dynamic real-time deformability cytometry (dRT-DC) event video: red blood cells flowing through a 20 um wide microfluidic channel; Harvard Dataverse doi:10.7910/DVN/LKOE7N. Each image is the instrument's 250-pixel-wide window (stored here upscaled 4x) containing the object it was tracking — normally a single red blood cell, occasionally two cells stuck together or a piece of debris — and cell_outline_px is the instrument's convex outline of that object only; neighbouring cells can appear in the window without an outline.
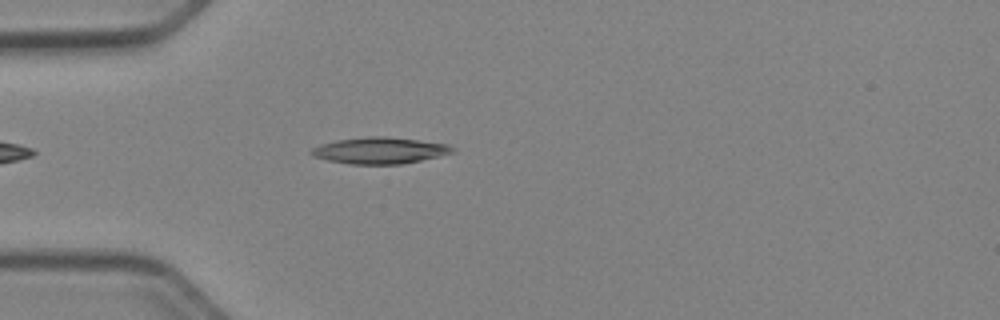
{"species": "Egyptian fruit bat (a non-hibernating species)", "species_latin": "Rousettus aegyptiacus", "temperature_condition": "cold", "stored_images_in_passage": 32, "camera_frame_rate_fps": 3000, "um_per_image_px": 0.085, "animal": {"sex": "female"}, "frame": {"image": 1, "passage_image": 1, "time_ms": 0.0, "image_size_px": [1000, 320], "cell_outline_px": [[456, 152], [440, 156], [400, 164], [352, 164], [328, 160], [312, 156], [308, 152], [312, 148], [320, 144], [336, 140], [368, 136], [384, 136], [448, 144]], "centroid_in_image_um": [32.24, 12.79], "position_along_channel_um": 52.8, "area_um2": 21.62}}
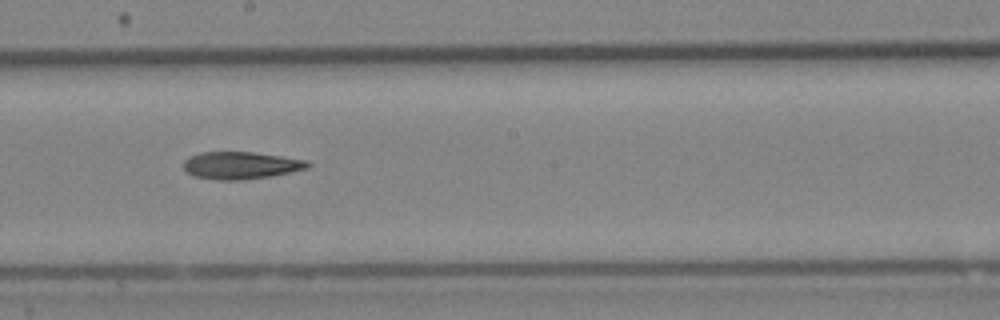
{"frame": {"image": 2, "passage_image": 15, "time_ms": 4.667, "image_size_px": [1000, 320], "cell_outline_px": [[312, 164], [308, 168], [268, 176], [236, 180], [220, 180], [196, 176], [188, 172], [184, 168], [184, 160], [200, 152], [252, 152], [280, 156], [304, 160]], "centroid_in_image_um": [20.46, 14.04], "position_along_channel_um": 227.7, "area_um2": 19.25}}
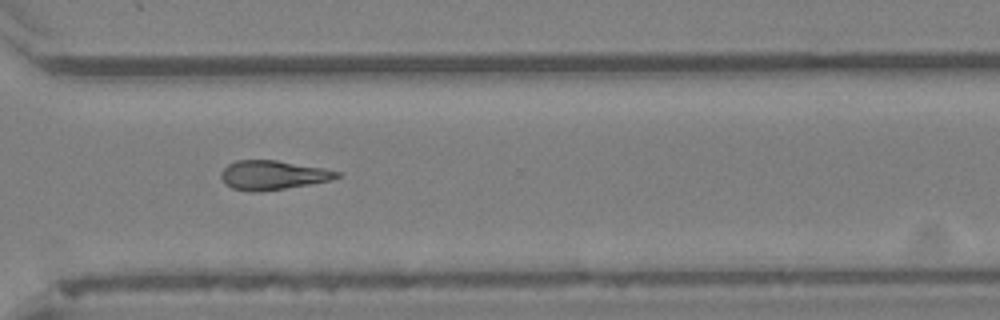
{"frame": {"image": 3, "passage_image": 24, "time_ms": 7.667, "image_size_px": [1000, 320], "cell_outline_px": [[340, 176], [332, 180], [260, 192], [248, 192], [232, 188], [224, 184], [220, 176], [220, 172], [228, 164], [236, 160], [276, 160], [324, 168], [340, 172]], "centroid_in_image_um": [23.15, 14.88], "position_along_channel_um": 347.5, "area_um2": 19.77}, "authors_computed_cell_mechanics": {"area_um2": 19.7387, "velocity_mm_per_s": 3.9778, "shape_relaxation_time_tau1_ms": 6.0266, "shape_relaxation_time_tau2_ms": null, "deformation_change_tau1": 0.153, "deformation_change_tau2": null}}